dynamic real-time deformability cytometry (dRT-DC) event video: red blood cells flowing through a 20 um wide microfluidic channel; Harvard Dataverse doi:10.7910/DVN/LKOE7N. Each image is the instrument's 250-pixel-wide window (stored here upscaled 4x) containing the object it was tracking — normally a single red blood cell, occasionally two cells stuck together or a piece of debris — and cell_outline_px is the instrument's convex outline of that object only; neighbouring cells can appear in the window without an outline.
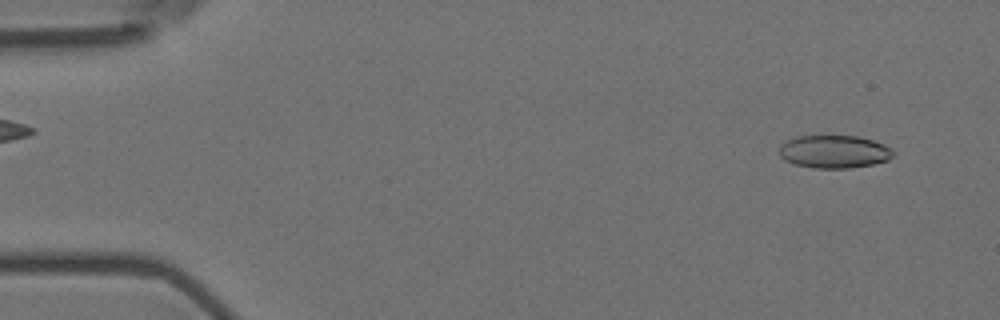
{"species": "Egyptian fruit bat (a non-hibernating species)", "species_latin": "Rousettus aegyptiacus", "temperature_condition": "room temperature", "stored_images_in_passage": 56, "segment_of_instrument_passage": [1, 2], "camera_frame_rate_fps": 3000, "um_per_image_px": 0.085, "animal": {"sex": "female"}, "frame": {"image": 1, "passage_image": 3, "time_ms": 0.667, "image_size_px": [1000, 320], "cell_outline_px": [[896, 152], [888, 160], [872, 164], [848, 168], [812, 168], [796, 164], [784, 160], [780, 156], [780, 144], [796, 136], [856, 136], [872, 140], [884, 144], [892, 148]], "centroid_in_image_um": [70.91, 12.89], "position_along_channel_um": 14.1, "area_um2": 21.85}}
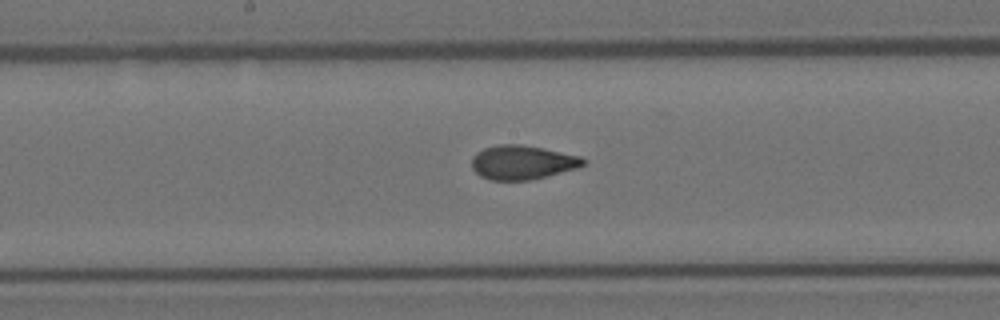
{"frame": {"image": 2, "passage_image": 28, "time_ms": 9.0, "image_size_px": [1000, 320], "cell_outline_px": [[588, 160], [580, 168], [532, 180], [492, 180], [480, 176], [472, 168], [472, 156], [476, 152], [484, 148], [496, 144], [520, 144], [580, 156]], "centroid_in_image_um": [44.41, 13.81], "position_along_channel_um": 203.8, "area_um2": 22.31}}
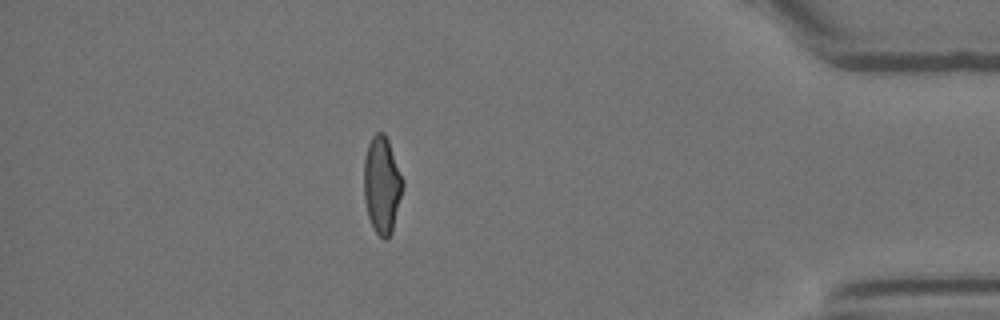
{"frame": {"image": 3, "passage_image": 48, "time_ms": 15.667, "image_size_px": [1000, 320], "cell_outline_px": [[404, 184], [392, 232], [384, 240], [376, 232], [368, 216], [364, 200], [364, 156], [368, 144], [372, 136], [376, 132], [384, 132], [388, 140], [404, 180]], "centroid_in_image_um": [32.46, 15.69], "position_along_channel_um": 402.7, "area_um2": 21.96}}